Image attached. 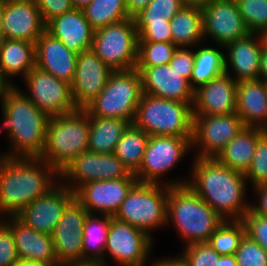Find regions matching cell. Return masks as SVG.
<instances>
[{
    "label": "cell",
    "instance_id": "28",
    "mask_svg": "<svg viewBox=\"0 0 267 266\" xmlns=\"http://www.w3.org/2000/svg\"><path fill=\"white\" fill-rule=\"evenodd\" d=\"M266 130L244 127L217 155L216 159L226 167L246 174L253 160L259 137Z\"/></svg>",
    "mask_w": 267,
    "mask_h": 266
},
{
    "label": "cell",
    "instance_id": "52",
    "mask_svg": "<svg viewBox=\"0 0 267 266\" xmlns=\"http://www.w3.org/2000/svg\"><path fill=\"white\" fill-rule=\"evenodd\" d=\"M258 79L267 82V44L265 42L261 53V62H260Z\"/></svg>",
    "mask_w": 267,
    "mask_h": 266
},
{
    "label": "cell",
    "instance_id": "14",
    "mask_svg": "<svg viewBox=\"0 0 267 266\" xmlns=\"http://www.w3.org/2000/svg\"><path fill=\"white\" fill-rule=\"evenodd\" d=\"M29 94L26 96L49 117L68 114L77 110L71 85L52 74L34 67L24 78Z\"/></svg>",
    "mask_w": 267,
    "mask_h": 266
},
{
    "label": "cell",
    "instance_id": "8",
    "mask_svg": "<svg viewBox=\"0 0 267 266\" xmlns=\"http://www.w3.org/2000/svg\"><path fill=\"white\" fill-rule=\"evenodd\" d=\"M142 94L136 69L113 71L106 86L84 110L89 116L126 119L133 124Z\"/></svg>",
    "mask_w": 267,
    "mask_h": 266
},
{
    "label": "cell",
    "instance_id": "1",
    "mask_svg": "<svg viewBox=\"0 0 267 266\" xmlns=\"http://www.w3.org/2000/svg\"><path fill=\"white\" fill-rule=\"evenodd\" d=\"M192 165L187 185L224 220H242L250 208L245 174L216 158L195 157Z\"/></svg>",
    "mask_w": 267,
    "mask_h": 266
},
{
    "label": "cell",
    "instance_id": "25",
    "mask_svg": "<svg viewBox=\"0 0 267 266\" xmlns=\"http://www.w3.org/2000/svg\"><path fill=\"white\" fill-rule=\"evenodd\" d=\"M35 56L36 67L72 84L78 54L69 50L46 30L35 43Z\"/></svg>",
    "mask_w": 267,
    "mask_h": 266
},
{
    "label": "cell",
    "instance_id": "3",
    "mask_svg": "<svg viewBox=\"0 0 267 266\" xmlns=\"http://www.w3.org/2000/svg\"><path fill=\"white\" fill-rule=\"evenodd\" d=\"M0 105L7 114L12 147L10 152L2 153V158H40L50 117L17 85L5 95Z\"/></svg>",
    "mask_w": 267,
    "mask_h": 266
},
{
    "label": "cell",
    "instance_id": "26",
    "mask_svg": "<svg viewBox=\"0 0 267 266\" xmlns=\"http://www.w3.org/2000/svg\"><path fill=\"white\" fill-rule=\"evenodd\" d=\"M45 30L76 54L92 49L94 29L82 10L73 8L52 18L46 23Z\"/></svg>",
    "mask_w": 267,
    "mask_h": 266
},
{
    "label": "cell",
    "instance_id": "30",
    "mask_svg": "<svg viewBox=\"0 0 267 266\" xmlns=\"http://www.w3.org/2000/svg\"><path fill=\"white\" fill-rule=\"evenodd\" d=\"M35 66V43L16 39L0 42V67L11 82L16 75L24 78Z\"/></svg>",
    "mask_w": 267,
    "mask_h": 266
},
{
    "label": "cell",
    "instance_id": "42",
    "mask_svg": "<svg viewBox=\"0 0 267 266\" xmlns=\"http://www.w3.org/2000/svg\"><path fill=\"white\" fill-rule=\"evenodd\" d=\"M138 41L172 42L170 21L166 18L157 21H135Z\"/></svg>",
    "mask_w": 267,
    "mask_h": 266
},
{
    "label": "cell",
    "instance_id": "41",
    "mask_svg": "<svg viewBox=\"0 0 267 266\" xmlns=\"http://www.w3.org/2000/svg\"><path fill=\"white\" fill-rule=\"evenodd\" d=\"M180 255L188 266H220V256L208 243L184 246Z\"/></svg>",
    "mask_w": 267,
    "mask_h": 266
},
{
    "label": "cell",
    "instance_id": "23",
    "mask_svg": "<svg viewBox=\"0 0 267 266\" xmlns=\"http://www.w3.org/2000/svg\"><path fill=\"white\" fill-rule=\"evenodd\" d=\"M11 230L19 260L36 261L46 266H60L54 252L52 235L37 232L17 216L1 219Z\"/></svg>",
    "mask_w": 267,
    "mask_h": 266
},
{
    "label": "cell",
    "instance_id": "24",
    "mask_svg": "<svg viewBox=\"0 0 267 266\" xmlns=\"http://www.w3.org/2000/svg\"><path fill=\"white\" fill-rule=\"evenodd\" d=\"M263 45V35L254 33L225 45V73L231 67L236 82L258 79Z\"/></svg>",
    "mask_w": 267,
    "mask_h": 266
},
{
    "label": "cell",
    "instance_id": "12",
    "mask_svg": "<svg viewBox=\"0 0 267 266\" xmlns=\"http://www.w3.org/2000/svg\"><path fill=\"white\" fill-rule=\"evenodd\" d=\"M245 126L235 112L228 115L193 116L192 148L195 157L216 158Z\"/></svg>",
    "mask_w": 267,
    "mask_h": 266
},
{
    "label": "cell",
    "instance_id": "57",
    "mask_svg": "<svg viewBox=\"0 0 267 266\" xmlns=\"http://www.w3.org/2000/svg\"><path fill=\"white\" fill-rule=\"evenodd\" d=\"M16 266H46L41 262L29 261V260H19Z\"/></svg>",
    "mask_w": 267,
    "mask_h": 266
},
{
    "label": "cell",
    "instance_id": "15",
    "mask_svg": "<svg viewBox=\"0 0 267 266\" xmlns=\"http://www.w3.org/2000/svg\"><path fill=\"white\" fill-rule=\"evenodd\" d=\"M202 13L205 39L210 37L220 48L250 34L235 0H209Z\"/></svg>",
    "mask_w": 267,
    "mask_h": 266
},
{
    "label": "cell",
    "instance_id": "36",
    "mask_svg": "<svg viewBox=\"0 0 267 266\" xmlns=\"http://www.w3.org/2000/svg\"><path fill=\"white\" fill-rule=\"evenodd\" d=\"M245 235V227L241 220H224L207 243L219 255H235Z\"/></svg>",
    "mask_w": 267,
    "mask_h": 266
},
{
    "label": "cell",
    "instance_id": "37",
    "mask_svg": "<svg viewBox=\"0 0 267 266\" xmlns=\"http://www.w3.org/2000/svg\"><path fill=\"white\" fill-rule=\"evenodd\" d=\"M177 46L172 42L138 41L136 67H156L169 64Z\"/></svg>",
    "mask_w": 267,
    "mask_h": 266
},
{
    "label": "cell",
    "instance_id": "11",
    "mask_svg": "<svg viewBox=\"0 0 267 266\" xmlns=\"http://www.w3.org/2000/svg\"><path fill=\"white\" fill-rule=\"evenodd\" d=\"M191 148L192 143L188 138L149 136L141 166L134 176L141 183L163 184L161 178L165 177Z\"/></svg>",
    "mask_w": 267,
    "mask_h": 266
},
{
    "label": "cell",
    "instance_id": "49",
    "mask_svg": "<svg viewBox=\"0 0 267 266\" xmlns=\"http://www.w3.org/2000/svg\"><path fill=\"white\" fill-rule=\"evenodd\" d=\"M151 0H126V8L131 18L143 10Z\"/></svg>",
    "mask_w": 267,
    "mask_h": 266
},
{
    "label": "cell",
    "instance_id": "5",
    "mask_svg": "<svg viewBox=\"0 0 267 266\" xmlns=\"http://www.w3.org/2000/svg\"><path fill=\"white\" fill-rule=\"evenodd\" d=\"M187 183L188 179L164 181L163 184L137 182L113 217L129 223L153 238L152 230L169 225L167 223L169 186Z\"/></svg>",
    "mask_w": 267,
    "mask_h": 266
},
{
    "label": "cell",
    "instance_id": "35",
    "mask_svg": "<svg viewBox=\"0 0 267 266\" xmlns=\"http://www.w3.org/2000/svg\"><path fill=\"white\" fill-rule=\"evenodd\" d=\"M82 11L94 30L131 18L126 0H92Z\"/></svg>",
    "mask_w": 267,
    "mask_h": 266
},
{
    "label": "cell",
    "instance_id": "50",
    "mask_svg": "<svg viewBox=\"0 0 267 266\" xmlns=\"http://www.w3.org/2000/svg\"><path fill=\"white\" fill-rule=\"evenodd\" d=\"M151 266H188L181 256L165 257L151 262Z\"/></svg>",
    "mask_w": 267,
    "mask_h": 266
},
{
    "label": "cell",
    "instance_id": "7",
    "mask_svg": "<svg viewBox=\"0 0 267 266\" xmlns=\"http://www.w3.org/2000/svg\"><path fill=\"white\" fill-rule=\"evenodd\" d=\"M133 124L149 136H176L192 142V104L143 93Z\"/></svg>",
    "mask_w": 267,
    "mask_h": 266
},
{
    "label": "cell",
    "instance_id": "56",
    "mask_svg": "<svg viewBox=\"0 0 267 266\" xmlns=\"http://www.w3.org/2000/svg\"><path fill=\"white\" fill-rule=\"evenodd\" d=\"M74 9L83 10L92 0H71Z\"/></svg>",
    "mask_w": 267,
    "mask_h": 266
},
{
    "label": "cell",
    "instance_id": "9",
    "mask_svg": "<svg viewBox=\"0 0 267 266\" xmlns=\"http://www.w3.org/2000/svg\"><path fill=\"white\" fill-rule=\"evenodd\" d=\"M138 32L133 18L94 30L92 51L113 71L135 69Z\"/></svg>",
    "mask_w": 267,
    "mask_h": 266
},
{
    "label": "cell",
    "instance_id": "40",
    "mask_svg": "<svg viewBox=\"0 0 267 266\" xmlns=\"http://www.w3.org/2000/svg\"><path fill=\"white\" fill-rule=\"evenodd\" d=\"M184 6L180 0H151L133 17L134 21H157L171 18Z\"/></svg>",
    "mask_w": 267,
    "mask_h": 266
},
{
    "label": "cell",
    "instance_id": "45",
    "mask_svg": "<svg viewBox=\"0 0 267 266\" xmlns=\"http://www.w3.org/2000/svg\"><path fill=\"white\" fill-rule=\"evenodd\" d=\"M18 261L13 233L0 219V266H16Z\"/></svg>",
    "mask_w": 267,
    "mask_h": 266
},
{
    "label": "cell",
    "instance_id": "58",
    "mask_svg": "<svg viewBox=\"0 0 267 266\" xmlns=\"http://www.w3.org/2000/svg\"><path fill=\"white\" fill-rule=\"evenodd\" d=\"M3 8H4V0H0V42L4 39V34H3Z\"/></svg>",
    "mask_w": 267,
    "mask_h": 266
},
{
    "label": "cell",
    "instance_id": "10",
    "mask_svg": "<svg viewBox=\"0 0 267 266\" xmlns=\"http://www.w3.org/2000/svg\"><path fill=\"white\" fill-rule=\"evenodd\" d=\"M59 178L62 185L75 192L80 186L91 181L136 177L113 153L99 154L86 151L66 164L59 172Z\"/></svg>",
    "mask_w": 267,
    "mask_h": 266
},
{
    "label": "cell",
    "instance_id": "13",
    "mask_svg": "<svg viewBox=\"0 0 267 266\" xmlns=\"http://www.w3.org/2000/svg\"><path fill=\"white\" fill-rule=\"evenodd\" d=\"M153 239L129 223L111 216L105 254L120 266H147Z\"/></svg>",
    "mask_w": 267,
    "mask_h": 266
},
{
    "label": "cell",
    "instance_id": "16",
    "mask_svg": "<svg viewBox=\"0 0 267 266\" xmlns=\"http://www.w3.org/2000/svg\"><path fill=\"white\" fill-rule=\"evenodd\" d=\"M88 211L74 198L65 208L52 233L54 252L59 265L83 261V225Z\"/></svg>",
    "mask_w": 267,
    "mask_h": 266
},
{
    "label": "cell",
    "instance_id": "53",
    "mask_svg": "<svg viewBox=\"0 0 267 266\" xmlns=\"http://www.w3.org/2000/svg\"><path fill=\"white\" fill-rule=\"evenodd\" d=\"M60 266H108V265H105L101 261L83 260V261L67 262Z\"/></svg>",
    "mask_w": 267,
    "mask_h": 266
},
{
    "label": "cell",
    "instance_id": "39",
    "mask_svg": "<svg viewBox=\"0 0 267 266\" xmlns=\"http://www.w3.org/2000/svg\"><path fill=\"white\" fill-rule=\"evenodd\" d=\"M245 178L253 187L267 184V130L258 139L254 157Z\"/></svg>",
    "mask_w": 267,
    "mask_h": 266
},
{
    "label": "cell",
    "instance_id": "34",
    "mask_svg": "<svg viewBox=\"0 0 267 266\" xmlns=\"http://www.w3.org/2000/svg\"><path fill=\"white\" fill-rule=\"evenodd\" d=\"M225 54L218 48L203 46L194 52L190 86L197 87L225 73Z\"/></svg>",
    "mask_w": 267,
    "mask_h": 266
},
{
    "label": "cell",
    "instance_id": "27",
    "mask_svg": "<svg viewBox=\"0 0 267 266\" xmlns=\"http://www.w3.org/2000/svg\"><path fill=\"white\" fill-rule=\"evenodd\" d=\"M236 113L244 126L267 130V82L259 79L237 82Z\"/></svg>",
    "mask_w": 267,
    "mask_h": 266
},
{
    "label": "cell",
    "instance_id": "17",
    "mask_svg": "<svg viewBox=\"0 0 267 266\" xmlns=\"http://www.w3.org/2000/svg\"><path fill=\"white\" fill-rule=\"evenodd\" d=\"M74 198L75 192L59 182L46 195L32 201L17 217L37 232L52 235L65 208Z\"/></svg>",
    "mask_w": 267,
    "mask_h": 266
},
{
    "label": "cell",
    "instance_id": "33",
    "mask_svg": "<svg viewBox=\"0 0 267 266\" xmlns=\"http://www.w3.org/2000/svg\"><path fill=\"white\" fill-rule=\"evenodd\" d=\"M148 139V134L130 124L115 146L113 154L132 174H135L141 166Z\"/></svg>",
    "mask_w": 267,
    "mask_h": 266
},
{
    "label": "cell",
    "instance_id": "55",
    "mask_svg": "<svg viewBox=\"0 0 267 266\" xmlns=\"http://www.w3.org/2000/svg\"><path fill=\"white\" fill-rule=\"evenodd\" d=\"M184 6L204 8L209 0H180Z\"/></svg>",
    "mask_w": 267,
    "mask_h": 266
},
{
    "label": "cell",
    "instance_id": "2",
    "mask_svg": "<svg viewBox=\"0 0 267 266\" xmlns=\"http://www.w3.org/2000/svg\"><path fill=\"white\" fill-rule=\"evenodd\" d=\"M58 180L59 172L40 158H0V219L17 216Z\"/></svg>",
    "mask_w": 267,
    "mask_h": 266
},
{
    "label": "cell",
    "instance_id": "18",
    "mask_svg": "<svg viewBox=\"0 0 267 266\" xmlns=\"http://www.w3.org/2000/svg\"><path fill=\"white\" fill-rule=\"evenodd\" d=\"M137 182L136 178L91 181L75 191V198L90 214L114 216Z\"/></svg>",
    "mask_w": 267,
    "mask_h": 266
},
{
    "label": "cell",
    "instance_id": "46",
    "mask_svg": "<svg viewBox=\"0 0 267 266\" xmlns=\"http://www.w3.org/2000/svg\"><path fill=\"white\" fill-rule=\"evenodd\" d=\"M169 65L190 83V77L194 66V52L190 50V48L187 49V47H177Z\"/></svg>",
    "mask_w": 267,
    "mask_h": 266
},
{
    "label": "cell",
    "instance_id": "31",
    "mask_svg": "<svg viewBox=\"0 0 267 266\" xmlns=\"http://www.w3.org/2000/svg\"><path fill=\"white\" fill-rule=\"evenodd\" d=\"M131 123L126 119L89 116V152L113 153Z\"/></svg>",
    "mask_w": 267,
    "mask_h": 266
},
{
    "label": "cell",
    "instance_id": "19",
    "mask_svg": "<svg viewBox=\"0 0 267 266\" xmlns=\"http://www.w3.org/2000/svg\"><path fill=\"white\" fill-rule=\"evenodd\" d=\"M113 70L92 50L78 54L71 94L77 109H84L106 86Z\"/></svg>",
    "mask_w": 267,
    "mask_h": 266
},
{
    "label": "cell",
    "instance_id": "54",
    "mask_svg": "<svg viewBox=\"0 0 267 266\" xmlns=\"http://www.w3.org/2000/svg\"><path fill=\"white\" fill-rule=\"evenodd\" d=\"M220 266H238L235 255H221Z\"/></svg>",
    "mask_w": 267,
    "mask_h": 266
},
{
    "label": "cell",
    "instance_id": "59",
    "mask_svg": "<svg viewBox=\"0 0 267 266\" xmlns=\"http://www.w3.org/2000/svg\"><path fill=\"white\" fill-rule=\"evenodd\" d=\"M2 114H3V116H2L3 117V123H2L3 127L0 131H2L3 129L6 130L7 135L9 136L8 138L11 141V137H10L11 132L8 130V126H7V114L3 110H2Z\"/></svg>",
    "mask_w": 267,
    "mask_h": 266
},
{
    "label": "cell",
    "instance_id": "20",
    "mask_svg": "<svg viewBox=\"0 0 267 266\" xmlns=\"http://www.w3.org/2000/svg\"><path fill=\"white\" fill-rule=\"evenodd\" d=\"M237 82L224 73L194 90L193 116L228 115L236 112Z\"/></svg>",
    "mask_w": 267,
    "mask_h": 266
},
{
    "label": "cell",
    "instance_id": "48",
    "mask_svg": "<svg viewBox=\"0 0 267 266\" xmlns=\"http://www.w3.org/2000/svg\"><path fill=\"white\" fill-rule=\"evenodd\" d=\"M254 193L257 195L258 204L250 203V210L259 216L267 217V184L253 187Z\"/></svg>",
    "mask_w": 267,
    "mask_h": 266
},
{
    "label": "cell",
    "instance_id": "44",
    "mask_svg": "<svg viewBox=\"0 0 267 266\" xmlns=\"http://www.w3.org/2000/svg\"><path fill=\"white\" fill-rule=\"evenodd\" d=\"M246 235L267 251V217L254 214L250 209L241 220Z\"/></svg>",
    "mask_w": 267,
    "mask_h": 266
},
{
    "label": "cell",
    "instance_id": "43",
    "mask_svg": "<svg viewBox=\"0 0 267 266\" xmlns=\"http://www.w3.org/2000/svg\"><path fill=\"white\" fill-rule=\"evenodd\" d=\"M238 266H267V251L247 235L235 252Z\"/></svg>",
    "mask_w": 267,
    "mask_h": 266
},
{
    "label": "cell",
    "instance_id": "29",
    "mask_svg": "<svg viewBox=\"0 0 267 266\" xmlns=\"http://www.w3.org/2000/svg\"><path fill=\"white\" fill-rule=\"evenodd\" d=\"M172 43L177 47H201L205 38L202 9L183 6L170 20Z\"/></svg>",
    "mask_w": 267,
    "mask_h": 266
},
{
    "label": "cell",
    "instance_id": "51",
    "mask_svg": "<svg viewBox=\"0 0 267 266\" xmlns=\"http://www.w3.org/2000/svg\"><path fill=\"white\" fill-rule=\"evenodd\" d=\"M14 84L16 83L11 82V80L5 76L3 70L0 67V102L3 100L5 95L15 86Z\"/></svg>",
    "mask_w": 267,
    "mask_h": 266
},
{
    "label": "cell",
    "instance_id": "38",
    "mask_svg": "<svg viewBox=\"0 0 267 266\" xmlns=\"http://www.w3.org/2000/svg\"><path fill=\"white\" fill-rule=\"evenodd\" d=\"M244 23L250 33L267 31V0H235Z\"/></svg>",
    "mask_w": 267,
    "mask_h": 266
},
{
    "label": "cell",
    "instance_id": "21",
    "mask_svg": "<svg viewBox=\"0 0 267 266\" xmlns=\"http://www.w3.org/2000/svg\"><path fill=\"white\" fill-rule=\"evenodd\" d=\"M45 25L34 0H4V39L36 43L45 31Z\"/></svg>",
    "mask_w": 267,
    "mask_h": 266
},
{
    "label": "cell",
    "instance_id": "32",
    "mask_svg": "<svg viewBox=\"0 0 267 266\" xmlns=\"http://www.w3.org/2000/svg\"><path fill=\"white\" fill-rule=\"evenodd\" d=\"M110 224V215L99 214L97 216L96 213H88L83 225V260L101 261L107 264L105 247Z\"/></svg>",
    "mask_w": 267,
    "mask_h": 266
},
{
    "label": "cell",
    "instance_id": "22",
    "mask_svg": "<svg viewBox=\"0 0 267 266\" xmlns=\"http://www.w3.org/2000/svg\"><path fill=\"white\" fill-rule=\"evenodd\" d=\"M135 69L141 77L142 93L193 104L194 89L189 81L169 64Z\"/></svg>",
    "mask_w": 267,
    "mask_h": 266
},
{
    "label": "cell",
    "instance_id": "60",
    "mask_svg": "<svg viewBox=\"0 0 267 266\" xmlns=\"http://www.w3.org/2000/svg\"><path fill=\"white\" fill-rule=\"evenodd\" d=\"M264 42L267 44V31L263 34Z\"/></svg>",
    "mask_w": 267,
    "mask_h": 266
},
{
    "label": "cell",
    "instance_id": "4",
    "mask_svg": "<svg viewBox=\"0 0 267 266\" xmlns=\"http://www.w3.org/2000/svg\"><path fill=\"white\" fill-rule=\"evenodd\" d=\"M170 221L187 246L207 243L224 219L185 184L169 186L167 223Z\"/></svg>",
    "mask_w": 267,
    "mask_h": 266
},
{
    "label": "cell",
    "instance_id": "6",
    "mask_svg": "<svg viewBox=\"0 0 267 266\" xmlns=\"http://www.w3.org/2000/svg\"><path fill=\"white\" fill-rule=\"evenodd\" d=\"M89 115L84 109L50 117L40 159L60 172L74 157L88 150Z\"/></svg>",
    "mask_w": 267,
    "mask_h": 266
},
{
    "label": "cell",
    "instance_id": "47",
    "mask_svg": "<svg viewBox=\"0 0 267 266\" xmlns=\"http://www.w3.org/2000/svg\"><path fill=\"white\" fill-rule=\"evenodd\" d=\"M34 2L45 24L52 18L73 9L71 0H34Z\"/></svg>",
    "mask_w": 267,
    "mask_h": 266
}]
</instances>
